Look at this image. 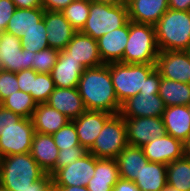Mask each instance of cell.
Wrapping results in <instances>:
<instances>
[{"mask_svg": "<svg viewBox=\"0 0 190 191\" xmlns=\"http://www.w3.org/2000/svg\"><path fill=\"white\" fill-rule=\"evenodd\" d=\"M78 91L86 110L118 114L121 104L116 97L108 64L86 68L82 73Z\"/></svg>", "mask_w": 190, "mask_h": 191, "instance_id": "6da1fadb", "label": "cell"}, {"mask_svg": "<svg viewBox=\"0 0 190 191\" xmlns=\"http://www.w3.org/2000/svg\"><path fill=\"white\" fill-rule=\"evenodd\" d=\"M154 28L159 51H190V11L168 9Z\"/></svg>", "mask_w": 190, "mask_h": 191, "instance_id": "7a4b0ae2", "label": "cell"}, {"mask_svg": "<svg viewBox=\"0 0 190 191\" xmlns=\"http://www.w3.org/2000/svg\"><path fill=\"white\" fill-rule=\"evenodd\" d=\"M45 174L30 152L0 158V186L8 191H23Z\"/></svg>", "mask_w": 190, "mask_h": 191, "instance_id": "3957f363", "label": "cell"}, {"mask_svg": "<svg viewBox=\"0 0 190 191\" xmlns=\"http://www.w3.org/2000/svg\"><path fill=\"white\" fill-rule=\"evenodd\" d=\"M159 52L154 26L129 20V38L123 63L156 64Z\"/></svg>", "mask_w": 190, "mask_h": 191, "instance_id": "277c9868", "label": "cell"}, {"mask_svg": "<svg viewBox=\"0 0 190 191\" xmlns=\"http://www.w3.org/2000/svg\"><path fill=\"white\" fill-rule=\"evenodd\" d=\"M110 76L118 102L122 104L144 90L145 79L156 64L109 63Z\"/></svg>", "mask_w": 190, "mask_h": 191, "instance_id": "5b68a950", "label": "cell"}, {"mask_svg": "<svg viewBox=\"0 0 190 191\" xmlns=\"http://www.w3.org/2000/svg\"><path fill=\"white\" fill-rule=\"evenodd\" d=\"M128 21L127 6H113L90 0L89 17L80 32L98 40L101 36L123 27Z\"/></svg>", "mask_w": 190, "mask_h": 191, "instance_id": "8992f818", "label": "cell"}, {"mask_svg": "<svg viewBox=\"0 0 190 191\" xmlns=\"http://www.w3.org/2000/svg\"><path fill=\"white\" fill-rule=\"evenodd\" d=\"M128 145L126 124L118 113L113 114L106 122L88 152L96 158L115 159Z\"/></svg>", "mask_w": 190, "mask_h": 191, "instance_id": "52a82bcc", "label": "cell"}, {"mask_svg": "<svg viewBox=\"0 0 190 191\" xmlns=\"http://www.w3.org/2000/svg\"><path fill=\"white\" fill-rule=\"evenodd\" d=\"M35 133L31 118H22L0 132V158L30 152Z\"/></svg>", "mask_w": 190, "mask_h": 191, "instance_id": "ba28073f", "label": "cell"}, {"mask_svg": "<svg viewBox=\"0 0 190 191\" xmlns=\"http://www.w3.org/2000/svg\"><path fill=\"white\" fill-rule=\"evenodd\" d=\"M33 53L22 49L21 39L3 31L0 36V69L19 72L32 69Z\"/></svg>", "mask_w": 190, "mask_h": 191, "instance_id": "9c48e42d", "label": "cell"}, {"mask_svg": "<svg viewBox=\"0 0 190 191\" xmlns=\"http://www.w3.org/2000/svg\"><path fill=\"white\" fill-rule=\"evenodd\" d=\"M126 124L127 143L142 147L154 138L166 134L162 117H123Z\"/></svg>", "mask_w": 190, "mask_h": 191, "instance_id": "30bf717a", "label": "cell"}, {"mask_svg": "<svg viewBox=\"0 0 190 191\" xmlns=\"http://www.w3.org/2000/svg\"><path fill=\"white\" fill-rule=\"evenodd\" d=\"M95 156L89 152L52 175L53 186H87L94 176Z\"/></svg>", "mask_w": 190, "mask_h": 191, "instance_id": "8fae6325", "label": "cell"}, {"mask_svg": "<svg viewBox=\"0 0 190 191\" xmlns=\"http://www.w3.org/2000/svg\"><path fill=\"white\" fill-rule=\"evenodd\" d=\"M156 68L161 77L190 84V51H160Z\"/></svg>", "mask_w": 190, "mask_h": 191, "instance_id": "7c38bea8", "label": "cell"}, {"mask_svg": "<svg viewBox=\"0 0 190 191\" xmlns=\"http://www.w3.org/2000/svg\"><path fill=\"white\" fill-rule=\"evenodd\" d=\"M166 106L159 93H138L121 104L122 117H162Z\"/></svg>", "mask_w": 190, "mask_h": 191, "instance_id": "4fadbf2b", "label": "cell"}, {"mask_svg": "<svg viewBox=\"0 0 190 191\" xmlns=\"http://www.w3.org/2000/svg\"><path fill=\"white\" fill-rule=\"evenodd\" d=\"M141 148L150 162L165 165L185 155L184 143L167 133L159 138H154Z\"/></svg>", "mask_w": 190, "mask_h": 191, "instance_id": "5bb4252c", "label": "cell"}, {"mask_svg": "<svg viewBox=\"0 0 190 191\" xmlns=\"http://www.w3.org/2000/svg\"><path fill=\"white\" fill-rule=\"evenodd\" d=\"M62 51L70 58L82 63L85 68L103 65L98 52L97 40L81 32H76Z\"/></svg>", "mask_w": 190, "mask_h": 191, "instance_id": "9a60e30c", "label": "cell"}, {"mask_svg": "<svg viewBox=\"0 0 190 191\" xmlns=\"http://www.w3.org/2000/svg\"><path fill=\"white\" fill-rule=\"evenodd\" d=\"M112 115L104 111L86 110L77 119L72 120L80 145L88 151L103 129L105 122Z\"/></svg>", "mask_w": 190, "mask_h": 191, "instance_id": "2e32d148", "label": "cell"}, {"mask_svg": "<svg viewBox=\"0 0 190 191\" xmlns=\"http://www.w3.org/2000/svg\"><path fill=\"white\" fill-rule=\"evenodd\" d=\"M128 38L129 21L123 27L113 30L97 40L98 52L103 64L123 63Z\"/></svg>", "mask_w": 190, "mask_h": 191, "instance_id": "e0dca14e", "label": "cell"}, {"mask_svg": "<svg viewBox=\"0 0 190 191\" xmlns=\"http://www.w3.org/2000/svg\"><path fill=\"white\" fill-rule=\"evenodd\" d=\"M50 48L63 50L77 32L61 11H46L43 17Z\"/></svg>", "mask_w": 190, "mask_h": 191, "instance_id": "ac0fdd59", "label": "cell"}, {"mask_svg": "<svg viewBox=\"0 0 190 191\" xmlns=\"http://www.w3.org/2000/svg\"><path fill=\"white\" fill-rule=\"evenodd\" d=\"M46 103L67 116L71 121L77 119L86 111L77 87H55Z\"/></svg>", "mask_w": 190, "mask_h": 191, "instance_id": "d6986e66", "label": "cell"}, {"mask_svg": "<svg viewBox=\"0 0 190 191\" xmlns=\"http://www.w3.org/2000/svg\"><path fill=\"white\" fill-rule=\"evenodd\" d=\"M127 7L130 21L154 26L169 4L168 0H129Z\"/></svg>", "mask_w": 190, "mask_h": 191, "instance_id": "ffe728a7", "label": "cell"}, {"mask_svg": "<svg viewBox=\"0 0 190 191\" xmlns=\"http://www.w3.org/2000/svg\"><path fill=\"white\" fill-rule=\"evenodd\" d=\"M85 69L82 63L70 58L61 50L50 74L55 87L72 88L78 87L80 77Z\"/></svg>", "mask_w": 190, "mask_h": 191, "instance_id": "44dd1931", "label": "cell"}, {"mask_svg": "<svg viewBox=\"0 0 190 191\" xmlns=\"http://www.w3.org/2000/svg\"><path fill=\"white\" fill-rule=\"evenodd\" d=\"M30 154L39 166L49 174L55 168L59 150L52 135L35 132Z\"/></svg>", "mask_w": 190, "mask_h": 191, "instance_id": "7402d4cb", "label": "cell"}, {"mask_svg": "<svg viewBox=\"0 0 190 191\" xmlns=\"http://www.w3.org/2000/svg\"><path fill=\"white\" fill-rule=\"evenodd\" d=\"M162 120L167 134L181 140L183 143L188 139L190 135L189 106L176 105L166 107Z\"/></svg>", "mask_w": 190, "mask_h": 191, "instance_id": "603a6c76", "label": "cell"}, {"mask_svg": "<svg viewBox=\"0 0 190 191\" xmlns=\"http://www.w3.org/2000/svg\"><path fill=\"white\" fill-rule=\"evenodd\" d=\"M120 179L116 159L96 158L94 176L86 186L89 191H113Z\"/></svg>", "mask_w": 190, "mask_h": 191, "instance_id": "cb8c5ba5", "label": "cell"}, {"mask_svg": "<svg viewBox=\"0 0 190 191\" xmlns=\"http://www.w3.org/2000/svg\"><path fill=\"white\" fill-rule=\"evenodd\" d=\"M35 132L53 135L71 120L47 103L37 104L32 115Z\"/></svg>", "mask_w": 190, "mask_h": 191, "instance_id": "d4e9b609", "label": "cell"}, {"mask_svg": "<svg viewBox=\"0 0 190 191\" xmlns=\"http://www.w3.org/2000/svg\"><path fill=\"white\" fill-rule=\"evenodd\" d=\"M115 159L117 161L120 178L133 182L137 176H139L143 166L149 162L141 147L129 144Z\"/></svg>", "mask_w": 190, "mask_h": 191, "instance_id": "484cf974", "label": "cell"}, {"mask_svg": "<svg viewBox=\"0 0 190 191\" xmlns=\"http://www.w3.org/2000/svg\"><path fill=\"white\" fill-rule=\"evenodd\" d=\"M167 165L148 162L134 183L140 191H161L167 184Z\"/></svg>", "mask_w": 190, "mask_h": 191, "instance_id": "4316f807", "label": "cell"}, {"mask_svg": "<svg viewBox=\"0 0 190 191\" xmlns=\"http://www.w3.org/2000/svg\"><path fill=\"white\" fill-rule=\"evenodd\" d=\"M44 12V8H17L5 31L21 39L25 31L39 26V22L44 17Z\"/></svg>", "mask_w": 190, "mask_h": 191, "instance_id": "83f0119b", "label": "cell"}, {"mask_svg": "<svg viewBox=\"0 0 190 191\" xmlns=\"http://www.w3.org/2000/svg\"><path fill=\"white\" fill-rule=\"evenodd\" d=\"M159 96L166 107L190 105V84L161 77Z\"/></svg>", "mask_w": 190, "mask_h": 191, "instance_id": "f1b7e54d", "label": "cell"}, {"mask_svg": "<svg viewBox=\"0 0 190 191\" xmlns=\"http://www.w3.org/2000/svg\"><path fill=\"white\" fill-rule=\"evenodd\" d=\"M167 184L179 191H190V157L184 155L167 165Z\"/></svg>", "mask_w": 190, "mask_h": 191, "instance_id": "f546056e", "label": "cell"}, {"mask_svg": "<svg viewBox=\"0 0 190 191\" xmlns=\"http://www.w3.org/2000/svg\"><path fill=\"white\" fill-rule=\"evenodd\" d=\"M0 104L22 118H32L37 106L32 96L21 90L10 94Z\"/></svg>", "mask_w": 190, "mask_h": 191, "instance_id": "4dcf8cb0", "label": "cell"}, {"mask_svg": "<svg viewBox=\"0 0 190 191\" xmlns=\"http://www.w3.org/2000/svg\"><path fill=\"white\" fill-rule=\"evenodd\" d=\"M90 0H74L61 12L72 27L80 32L89 17Z\"/></svg>", "mask_w": 190, "mask_h": 191, "instance_id": "1f68e13d", "label": "cell"}, {"mask_svg": "<svg viewBox=\"0 0 190 191\" xmlns=\"http://www.w3.org/2000/svg\"><path fill=\"white\" fill-rule=\"evenodd\" d=\"M22 49L36 53L49 47L46 25L42 19L39 26L25 31L21 38Z\"/></svg>", "mask_w": 190, "mask_h": 191, "instance_id": "d6a6232c", "label": "cell"}, {"mask_svg": "<svg viewBox=\"0 0 190 191\" xmlns=\"http://www.w3.org/2000/svg\"><path fill=\"white\" fill-rule=\"evenodd\" d=\"M55 85L50 73H36L33 70V91L31 96L37 104L46 103Z\"/></svg>", "mask_w": 190, "mask_h": 191, "instance_id": "836d02e7", "label": "cell"}, {"mask_svg": "<svg viewBox=\"0 0 190 191\" xmlns=\"http://www.w3.org/2000/svg\"><path fill=\"white\" fill-rule=\"evenodd\" d=\"M60 50L54 48H46L33 53L32 69L36 73H51L57 62Z\"/></svg>", "mask_w": 190, "mask_h": 191, "instance_id": "e575fe53", "label": "cell"}, {"mask_svg": "<svg viewBox=\"0 0 190 191\" xmlns=\"http://www.w3.org/2000/svg\"><path fill=\"white\" fill-rule=\"evenodd\" d=\"M53 140L58 150L68 149L73 146H81L78 140V135L73 121L65 124L61 129L55 132Z\"/></svg>", "mask_w": 190, "mask_h": 191, "instance_id": "d590c367", "label": "cell"}, {"mask_svg": "<svg viewBox=\"0 0 190 191\" xmlns=\"http://www.w3.org/2000/svg\"><path fill=\"white\" fill-rule=\"evenodd\" d=\"M87 153L88 151L82 146H73L68 149L59 150L55 168L49 174L52 176L58 169L70 165Z\"/></svg>", "mask_w": 190, "mask_h": 191, "instance_id": "8d00e7d4", "label": "cell"}, {"mask_svg": "<svg viewBox=\"0 0 190 191\" xmlns=\"http://www.w3.org/2000/svg\"><path fill=\"white\" fill-rule=\"evenodd\" d=\"M18 90L16 73L0 69V103Z\"/></svg>", "mask_w": 190, "mask_h": 191, "instance_id": "74e56055", "label": "cell"}, {"mask_svg": "<svg viewBox=\"0 0 190 191\" xmlns=\"http://www.w3.org/2000/svg\"><path fill=\"white\" fill-rule=\"evenodd\" d=\"M16 9L12 0H0V30L2 32L6 30L7 24Z\"/></svg>", "mask_w": 190, "mask_h": 191, "instance_id": "f35d334b", "label": "cell"}, {"mask_svg": "<svg viewBox=\"0 0 190 191\" xmlns=\"http://www.w3.org/2000/svg\"><path fill=\"white\" fill-rule=\"evenodd\" d=\"M16 77L19 89L31 95V91H33V69L16 72Z\"/></svg>", "mask_w": 190, "mask_h": 191, "instance_id": "ab89813d", "label": "cell"}, {"mask_svg": "<svg viewBox=\"0 0 190 191\" xmlns=\"http://www.w3.org/2000/svg\"><path fill=\"white\" fill-rule=\"evenodd\" d=\"M160 81L161 74L159 70L155 68L145 79L144 90L139 93H159Z\"/></svg>", "mask_w": 190, "mask_h": 191, "instance_id": "60d3db41", "label": "cell"}, {"mask_svg": "<svg viewBox=\"0 0 190 191\" xmlns=\"http://www.w3.org/2000/svg\"><path fill=\"white\" fill-rule=\"evenodd\" d=\"M21 119L22 117L20 115L13 113L0 104V132L8 126L14 125V123H17Z\"/></svg>", "mask_w": 190, "mask_h": 191, "instance_id": "b9f144b4", "label": "cell"}, {"mask_svg": "<svg viewBox=\"0 0 190 191\" xmlns=\"http://www.w3.org/2000/svg\"><path fill=\"white\" fill-rule=\"evenodd\" d=\"M23 191H54L52 176L46 173L42 178L38 179Z\"/></svg>", "mask_w": 190, "mask_h": 191, "instance_id": "7bdbcfd3", "label": "cell"}, {"mask_svg": "<svg viewBox=\"0 0 190 191\" xmlns=\"http://www.w3.org/2000/svg\"><path fill=\"white\" fill-rule=\"evenodd\" d=\"M74 0H42L43 8L46 11H62Z\"/></svg>", "mask_w": 190, "mask_h": 191, "instance_id": "ee69618b", "label": "cell"}, {"mask_svg": "<svg viewBox=\"0 0 190 191\" xmlns=\"http://www.w3.org/2000/svg\"><path fill=\"white\" fill-rule=\"evenodd\" d=\"M113 191H140L133 181L120 178L114 185Z\"/></svg>", "mask_w": 190, "mask_h": 191, "instance_id": "f6af8a7d", "label": "cell"}, {"mask_svg": "<svg viewBox=\"0 0 190 191\" xmlns=\"http://www.w3.org/2000/svg\"><path fill=\"white\" fill-rule=\"evenodd\" d=\"M16 8H43L42 0H12Z\"/></svg>", "mask_w": 190, "mask_h": 191, "instance_id": "bcb514c9", "label": "cell"}, {"mask_svg": "<svg viewBox=\"0 0 190 191\" xmlns=\"http://www.w3.org/2000/svg\"><path fill=\"white\" fill-rule=\"evenodd\" d=\"M169 9L190 11V0H168Z\"/></svg>", "mask_w": 190, "mask_h": 191, "instance_id": "7dc6e473", "label": "cell"}, {"mask_svg": "<svg viewBox=\"0 0 190 191\" xmlns=\"http://www.w3.org/2000/svg\"><path fill=\"white\" fill-rule=\"evenodd\" d=\"M54 191H89L86 186H53Z\"/></svg>", "mask_w": 190, "mask_h": 191, "instance_id": "c3c4849f", "label": "cell"}, {"mask_svg": "<svg viewBox=\"0 0 190 191\" xmlns=\"http://www.w3.org/2000/svg\"><path fill=\"white\" fill-rule=\"evenodd\" d=\"M93 1L113 6H128L129 2V0H93Z\"/></svg>", "mask_w": 190, "mask_h": 191, "instance_id": "681fc988", "label": "cell"}, {"mask_svg": "<svg viewBox=\"0 0 190 191\" xmlns=\"http://www.w3.org/2000/svg\"><path fill=\"white\" fill-rule=\"evenodd\" d=\"M184 152L186 156L190 157V135L188 139L184 142Z\"/></svg>", "mask_w": 190, "mask_h": 191, "instance_id": "f907efd6", "label": "cell"}, {"mask_svg": "<svg viewBox=\"0 0 190 191\" xmlns=\"http://www.w3.org/2000/svg\"><path fill=\"white\" fill-rule=\"evenodd\" d=\"M161 191H179V190L176 189L175 187H172V186L166 184V186Z\"/></svg>", "mask_w": 190, "mask_h": 191, "instance_id": "816d5d0a", "label": "cell"}, {"mask_svg": "<svg viewBox=\"0 0 190 191\" xmlns=\"http://www.w3.org/2000/svg\"><path fill=\"white\" fill-rule=\"evenodd\" d=\"M0 191H8V190L0 186Z\"/></svg>", "mask_w": 190, "mask_h": 191, "instance_id": "f5cc1de1", "label": "cell"}]
</instances>
